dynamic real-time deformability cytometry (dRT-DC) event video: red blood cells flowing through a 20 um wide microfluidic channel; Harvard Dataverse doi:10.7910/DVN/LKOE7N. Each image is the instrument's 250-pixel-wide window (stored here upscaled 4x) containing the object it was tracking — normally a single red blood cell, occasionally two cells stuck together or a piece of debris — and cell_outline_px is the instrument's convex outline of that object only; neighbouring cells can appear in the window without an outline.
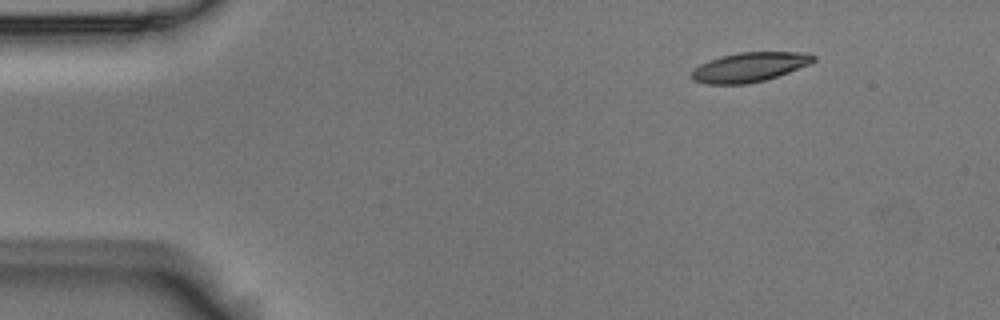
{"species": "Egyptian fruit bat (a non-hibernating species)", "species_latin": "Rousettus aegyptiacus", "temperature_condition": "room temperature", "stored_images_in_passage": 7, "camera_frame_rate_fps": 3000, "um_per_image_px": 0.085, "animal": {"sex": "male"}, "frame": {"image": 1, "passage_image": 1, "time_ms": 0.0, "image_size_px": [1000, 320], "cell_outline_px": [[816, 60], [808, 64], [788, 72], [764, 80], [744, 84], [704, 84], [692, 80], [692, 72], [700, 64], [708, 60], [720, 56], [740, 52], [800, 52], [816, 56]], "centroid_in_image_um": [63.67, 5.7], "position_along_channel_um": 21.3, "area_um2": 20.69}}
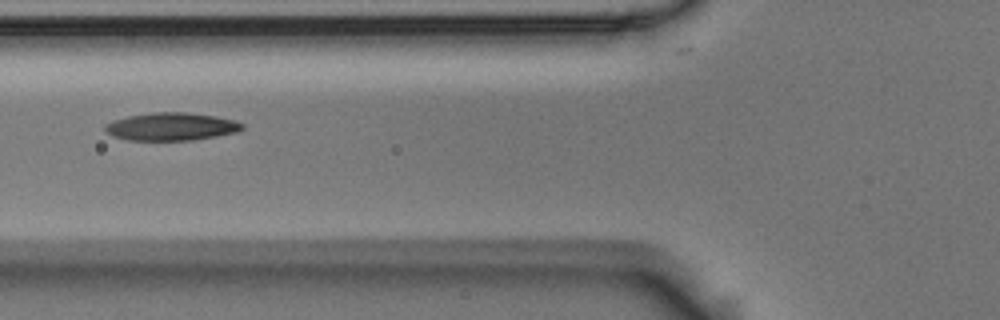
{"frame": {"image": 2, "passage_image": 5, "time_ms": 1.333, "image_size_px": [1000, 320], "cell_outline_px": [[244, 128], [236, 132], [216, 136], [192, 140], [128, 140], [112, 136], [104, 128], [104, 124], [112, 120], [128, 116], [152, 112], [184, 112], [216, 116], [232, 120], [244, 124]], "centroid_in_image_um": [14.53, 10.76], "position_along_channel_um": 111.3, "area_um2": 22.2}}
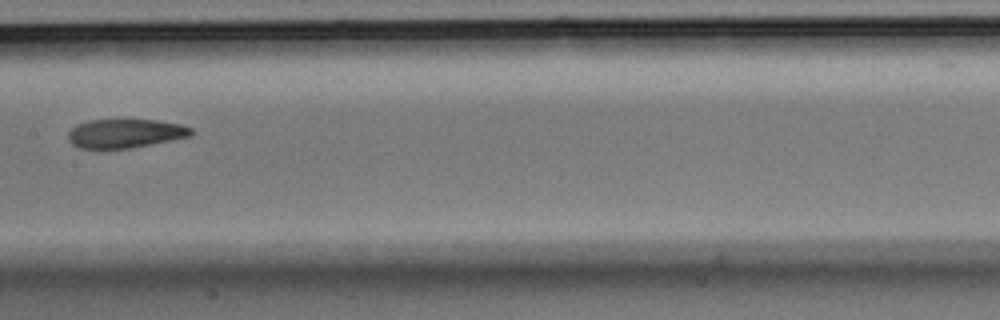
{"frame": {"image": 3, "passage_image": 7, "time_ms": 2.0, "image_size_px": [1000, 320], "cell_outline_px": [[196, 132], [192, 136], [128, 148], [80, 148], [72, 144], [68, 140], [68, 132], [76, 124], [88, 120], [116, 116], [124, 116], [156, 120], [180, 124], [192, 128]], "centroid_in_image_um": [10.63, 11.27], "position_along_channel_um": 196.8, "area_um2": 21.73}}